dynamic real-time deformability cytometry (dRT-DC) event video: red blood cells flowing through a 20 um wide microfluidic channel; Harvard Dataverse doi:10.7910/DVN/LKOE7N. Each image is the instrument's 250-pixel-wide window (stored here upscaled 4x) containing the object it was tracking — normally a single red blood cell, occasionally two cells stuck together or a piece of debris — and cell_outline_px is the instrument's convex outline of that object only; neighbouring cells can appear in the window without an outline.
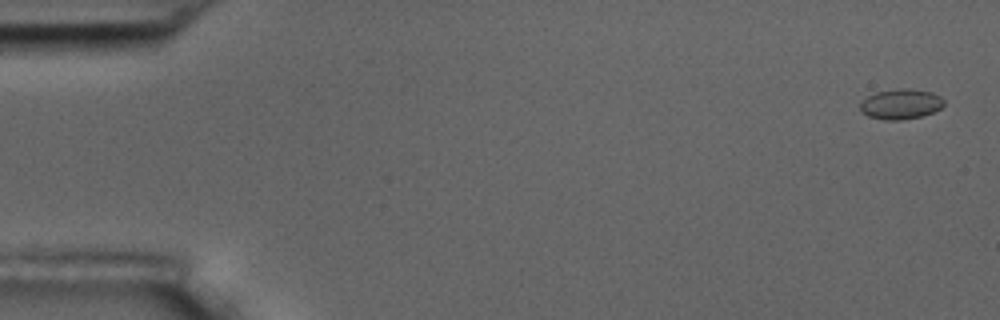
{"species": "common noctule bat (a hibernating species)", "species_latin": "Nyctalus noctula", "temperature_condition": "room temperature", "stored_images_in_passage": 5, "camera_frame_rate_fps": 3000, "um_per_image_px": 0.085, "animal": {"sex": "male", "body_mass_g": 17.5, "forearm_length_mm": 52.3}, "frame": {"image": 1, "passage_image": 1, "time_ms": 0.0, "image_size_px": [1000, 320], "cell_outline_px": [[944, 104], [940, 108], [932, 112], [920, 116], [900, 120], [884, 120], [868, 116], [860, 112], [860, 104], [868, 96], [876, 92], [900, 88], [908, 88], [932, 92], [940, 96], [944, 100]], "centroid_in_image_um": [76.55, 8.84], "position_along_channel_um": 8.4, "area_um2": 14.68}}
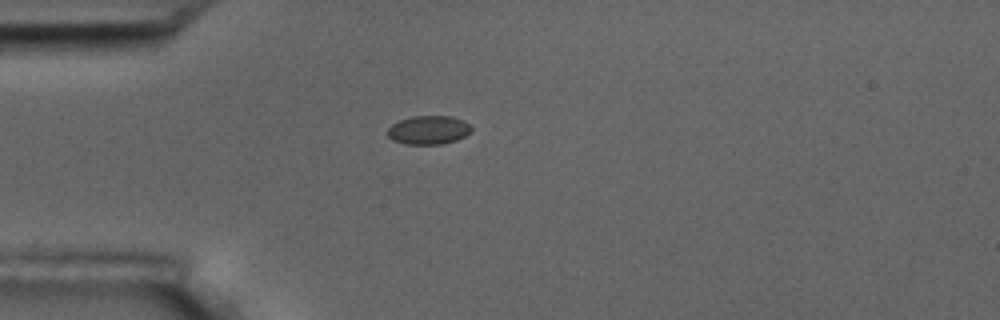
{"frame": {"image": 2, "passage_image": 5, "time_ms": 4.667, "image_size_px": [1000, 320], "cell_outline_px": [[472, 128], [464, 136], [456, 140], [440, 144], [404, 144], [392, 140], [388, 136], [388, 128], [392, 124], [400, 120], [412, 116], [452, 116], [464, 120], [472, 124]], "centroid_in_image_um": [36.43, 11.04], "position_along_channel_um": 48.6, "area_um2": 14.05}}